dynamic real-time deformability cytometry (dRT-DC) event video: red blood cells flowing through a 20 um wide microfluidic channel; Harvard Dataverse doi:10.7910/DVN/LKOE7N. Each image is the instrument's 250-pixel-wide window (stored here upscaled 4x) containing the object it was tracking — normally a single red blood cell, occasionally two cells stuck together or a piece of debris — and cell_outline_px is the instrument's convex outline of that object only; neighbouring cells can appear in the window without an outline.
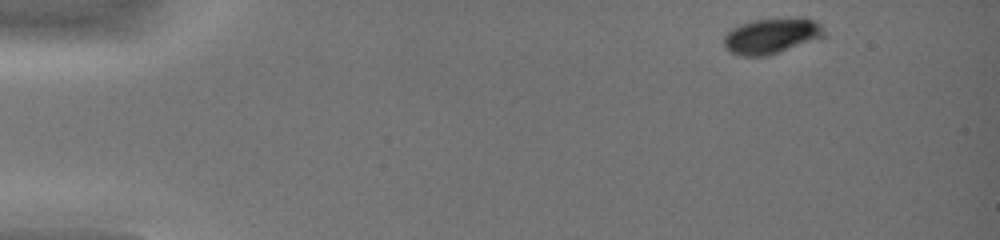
{"species": "common noctule bat (a hibernating species)", "species_latin": "Nyctalus noctula", "temperature_condition": "warm", "stored_images_in_passage": 41, "camera_frame_rate_fps": 3000, "um_per_image_px": 0.085, "animal": {"sex": "female", "body_mass_g": 19.0, "forearm_length_mm": 51.5}, "frame": {"image": 1, "passage_image": 2, "time_ms": 0.333, "image_size_px": [1000, 240], "cell_outline_px": [[828, 36], [768, 56], [740, 56], [732, 52], [724, 44], [724, 36], [732, 28], [740, 24], [752, 20], [796, 16], [804, 16], [820, 24]], "centroid_in_image_um": [65.64, 3.02], "position_along_channel_um": 19.4, "area_um2": 21.21}}
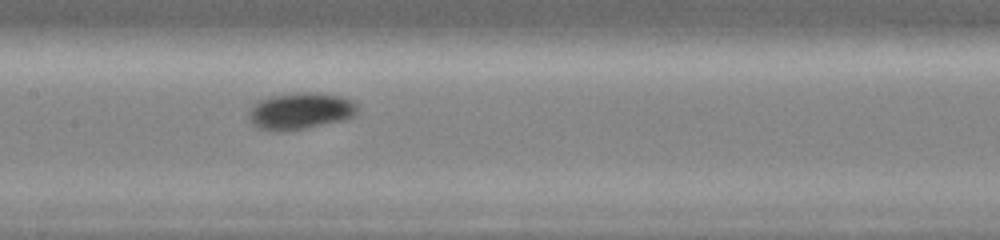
{"frame": {"image": 2, "passage_image": 21, "time_ms": 6.667, "image_size_px": [1000, 240], "cell_outline_px": [[356, 116], [344, 120], [284, 132], [276, 132], [260, 128], [252, 124], [248, 116], [248, 112], [252, 104], [256, 100], [272, 96], [308, 92], [316, 92], [340, 96], [352, 100], [356, 104]], "centroid_in_image_um": [25.5, 9.44], "position_along_channel_um": 181.9, "area_um2": 23.35}}
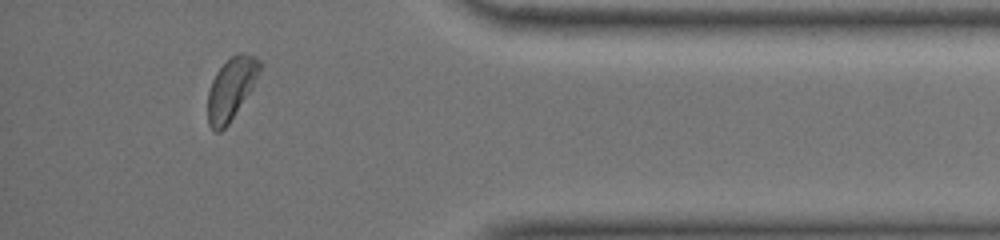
{"frame": {"image": 3, "passage_image": 38, "time_ms": 12.333, "image_size_px": [1000, 240], "cell_outline_px": [[260, 68], [252, 88], [228, 124], [220, 132], [216, 132], [208, 124], [208, 92], [212, 80], [216, 72], [236, 52], [240, 52], [252, 56], [260, 60]], "centroid_in_image_um": [19.62, 7.54], "position_along_channel_um": 415.6, "area_um2": 18.32}, "authors_computed_cell_mechanics": {"area_um2": 21.6172, "velocity_mm_per_s": 4.3933, "shape_relaxation_time_tau1_ms": 2.3112, "shape_relaxation_time_tau2_ms": null, "deformation_change_tau1": 0.0998, "deformation_change_tau2": null}}